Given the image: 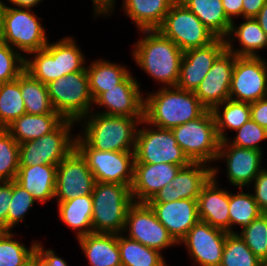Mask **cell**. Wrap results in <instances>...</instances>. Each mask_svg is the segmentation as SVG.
I'll list each match as a JSON object with an SVG mask.
<instances>
[{
  "mask_svg": "<svg viewBox=\"0 0 267 266\" xmlns=\"http://www.w3.org/2000/svg\"><path fill=\"white\" fill-rule=\"evenodd\" d=\"M244 22L235 25L232 21L228 36L225 38L226 49L236 56H259L257 52L267 48V36L255 18H243ZM235 38V39H234ZM238 40L240 49L233 47V41Z\"/></svg>",
  "mask_w": 267,
  "mask_h": 266,
  "instance_id": "obj_26",
  "label": "cell"
},
{
  "mask_svg": "<svg viewBox=\"0 0 267 266\" xmlns=\"http://www.w3.org/2000/svg\"><path fill=\"white\" fill-rule=\"evenodd\" d=\"M226 50V41L216 38L210 44L184 51L176 87L195 91L215 60Z\"/></svg>",
  "mask_w": 267,
  "mask_h": 266,
  "instance_id": "obj_18",
  "label": "cell"
},
{
  "mask_svg": "<svg viewBox=\"0 0 267 266\" xmlns=\"http://www.w3.org/2000/svg\"><path fill=\"white\" fill-rule=\"evenodd\" d=\"M144 37L134 44L132 56L141 70L162 87H175L184 52L158 30H141Z\"/></svg>",
  "mask_w": 267,
  "mask_h": 266,
  "instance_id": "obj_1",
  "label": "cell"
},
{
  "mask_svg": "<svg viewBox=\"0 0 267 266\" xmlns=\"http://www.w3.org/2000/svg\"><path fill=\"white\" fill-rule=\"evenodd\" d=\"M91 195L93 233H123L128 209L134 203L131 186L96 182Z\"/></svg>",
  "mask_w": 267,
  "mask_h": 266,
  "instance_id": "obj_5",
  "label": "cell"
},
{
  "mask_svg": "<svg viewBox=\"0 0 267 266\" xmlns=\"http://www.w3.org/2000/svg\"><path fill=\"white\" fill-rule=\"evenodd\" d=\"M20 91L28 114H50L54 111L47 85L32 77L25 70L20 74Z\"/></svg>",
  "mask_w": 267,
  "mask_h": 266,
  "instance_id": "obj_35",
  "label": "cell"
},
{
  "mask_svg": "<svg viewBox=\"0 0 267 266\" xmlns=\"http://www.w3.org/2000/svg\"><path fill=\"white\" fill-rule=\"evenodd\" d=\"M236 55L227 49L215 60L194 94L207 110L229 99Z\"/></svg>",
  "mask_w": 267,
  "mask_h": 266,
  "instance_id": "obj_17",
  "label": "cell"
},
{
  "mask_svg": "<svg viewBox=\"0 0 267 266\" xmlns=\"http://www.w3.org/2000/svg\"><path fill=\"white\" fill-rule=\"evenodd\" d=\"M262 213L252 193H229L230 233H234V224L243 230Z\"/></svg>",
  "mask_w": 267,
  "mask_h": 266,
  "instance_id": "obj_37",
  "label": "cell"
},
{
  "mask_svg": "<svg viewBox=\"0 0 267 266\" xmlns=\"http://www.w3.org/2000/svg\"><path fill=\"white\" fill-rule=\"evenodd\" d=\"M47 88L54 111L63 119L79 122L92 111L94 103L86 68L48 83Z\"/></svg>",
  "mask_w": 267,
  "mask_h": 266,
  "instance_id": "obj_6",
  "label": "cell"
},
{
  "mask_svg": "<svg viewBox=\"0 0 267 266\" xmlns=\"http://www.w3.org/2000/svg\"><path fill=\"white\" fill-rule=\"evenodd\" d=\"M220 266H261L238 232L227 233Z\"/></svg>",
  "mask_w": 267,
  "mask_h": 266,
  "instance_id": "obj_38",
  "label": "cell"
},
{
  "mask_svg": "<svg viewBox=\"0 0 267 266\" xmlns=\"http://www.w3.org/2000/svg\"><path fill=\"white\" fill-rule=\"evenodd\" d=\"M76 121L64 119L53 131L19 144V167L58 165L75 149V139L70 130Z\"/></svg>",
  "mask_w": 267,
  "mask_h": 266,
  "instance_id": "obj_8",
  "label": "cell"
},
{
  "mask_svg": "<svg viewBox=\"0 0 267 266\" xmlns=\"http://www.w3.org/2000/svg\"><path fill=\"white\" fill-rule=\"evenodd\" d=\"M26 113L17 79L0 84V128H7L15 119Z\"/></svg>",
  "mask_w": 267,
  "mask_h": 266,
  "instance_id": "obj_36",
  "label": "cell"
},
{
  "mask_svg": "<svg viewBox=\"0 0 267 266\" xmlns=\"http://www.w3.org/2000/svg\"><path fill=\"white\" fill-rule=\"evenodd\" d=\"M181 168L168 163H134L131 185L134 202L148 203L159 190L172 182Z\"/></svg>",
  "mask_w": 267,
  "mask_h": 266,
  "instance_id": "obj_21",
  "label": "cell"
},
{
  "mask_svg": "<svg viewBox=\"0 0 267 266\" xmlns=\"http://www.w3.org/2000/svg\"><path fill=\"white\" fill-rule=\"evenodd\" d=\"M254 18L267 36V2Z\"/></svg>",
  "mask_w": 267,
  "mask_h": 266,
  "instance_id": "obj_53",
  "label": "cell"
},
{
  "mask_svg": "<svg viewBox=\"0 0 267 266\" xmlns=\"http://www.w3.org/2000/svg\"><path fill=\"white\" fill-rule=\"evenodd\" d=\"M38 19L41 20L31 8L5 5L3 42L28 55L43 49L48 40L46 30Z\"/></svg>",
  "mask_w": 267,
  "mask_h": 266,
  "instance_id": "obj_12",
  "label": "cell"
},
{
  "mask_svg": "<svg viewBox=\"0 0 267 266\" xmlns=\"http://www.w3.org/2000/svg\"><path fill=\"white\" fill-rule=\"evenodd\" d=\"M4 12H5V3L0 0V43L3 42L4 35Z\"/></svg>",
  "mask_w": 267,
  "mask_h": 266,
  "instance_id": "obj_55",
  "label": "cell"
},
{
  "mask_svg": "<svg viewBox=\"0 0 267 266\" xmlns=\"http://www.w3.org/2000/svg\"><path fill=\"white\" fill-rule=\"evenodd\" d=\"M89 78V91L93 101L107 89L120 84L131 72L123 65L107 60L93 61L86 66Z\"/></svg>",
  "mask_w": 267,
  "mask_h": 266,
  "instance_id": "obj_32",
  "label": "cell"
},
{
  "mask_svg": "<svg viewBox=\"0 0 267 266\" xmlns=\"http://www.w3.org/2000/svg\"><path fill=\"white\" fill-rule=\"evenodd\" d=\"M251 119L267 130V97L250 103Z\"/></svg>",
  "mask_w": 267,
  "mask_h": 266,
  "instance_id": "obj_47",
  "label": "cell"
},
{
  "mask_svg": "<svg viewBox=\"0 0 267 266\" xmlns=\"http://www.w3.org/2000/svg\"><path fill=\"white\" fill-rule=\"evenodd\" d=\"M63 120L56 111L42 115L25 113L5 129L19 144H22L50 133Z\"/></svg>",
  "mask_w": 267,
  "mask_h": 266,
  "instance_id": "obj_28",
  "label": "cell"
},
{
  "mask_svg": "<svg viewBox=\"0 0 267 266\" xmlns=\"http://www.w3.org/2000/svg\"><path fill=\"white\" fill-rule=\"evenodd\" d=\"M227 233L199 220L179 244L185 245L194 265L220 266Z\"/></svg>",
  "mask_w": 267,
  "mask_h": 266,
  "instance_id": "obj_16",
  "label": "cell"
},
{
  "mask_svg": "<svg viewBox=\"0 0 267 266\" xmlns=\"http://www.w3.org/2000/svg\"><path fill=\"white\" fill-rule=\"evenodd\" d=\"M95 15H111L116 0H92Z\"/></svg>",
  "mask_w": 267,
  "mask_h": 266,
  "instance_id": "obj_52",
  "label": "cell"
},
{
  "mask_svg": "<svg viewBox=\"0 0 267 266\" xmlns=\"http://www.w3.org/2000/svg\"><path fill=\"white\" fill-rule=\"evenodd\" d=\"M226 16L233 21V18L242 16L243 0H222Z\"/></svg>",
  "mask_w": 267,
  "mask_h": 266,
  "instance_id": "obj_51",
  "label": "cell"
},
{
  "mask_svg": "<svg viewBox=\"0 0 267 266\" xmlns=\"http://www.w3.org/2000/svg\"><path fill=\"white\" fill-rule=\"evenodd\" d=\"M238 234L261 261L267 256V213H262Z\"/></svg>",
  "mask_w": 267,
  "mask_h": 266,
  "instance_id": "obj_41",
  "label": "cell"
},
{
  "mask_svg": "<svg viewBox=\"0 0 267 266\" xmlns=\"http://www.w3.org/2000/svg\"><path fill=\"white\" fill-rule=\"evenodd\" d=\"M177 144L192 162L216 161L220 138L212 110H206L195 120L171 129Z\"/></svg>",
  "mask_w": 267,
  "mask_h": 266,
  "instance_id": "obj_7",
  "label": "cell"
},
{
  "mask_svg": "<svg viewBox=\"0 0 267 266\" xmlns=\"http://www.w3.org/2000/svg\"><path fill=\"white\" fill-rule=\"evenodd\" d=\"M8 2L14 6L32 8L42 2V0H8Z\"/></svg>",
  "mask_w": 267,
  "mask_h": 266,
  "instance_id": "obj_54",
  "label": "cell"
},
{
  "mask_svg": "<svg viewBox=\"0 0 267 266\" xmlns=\"http://www.w3.org/2000/svg\"><path fill=\"white\" fill-rule=\"evenodd\" d=\"M148 204L155 212L159 222L164 225L178 244L199 221L197 199Z\"/></svg>",
  "mask_w": 267,
  "mask_h": 266,
  "instance_id": "obj_23",
  "label": "cell"
},
{
  "mask_svg": "<svg viewBox=\"0 0 267 266\" xmlns=\"http://www.w3.org/2000/svg\"><path fill=\"white\" fill-rule=\"evenodd\" d=\"M172 40L183 52L203 47L217 37L182 2L176 0L157 29Z\"/></svg>",
  "mask_w": 267,
  "mask_h": 266,
  "instance_id": "obj_11",
  "label": "cell"
},
{
  "mask_svg": "<svg viewBox=\"0 0 267 266\" xmlns=\"http://www.w3.org/2000/svg\"><path fill=\"white\" fill-rule=\"evenodd\" d=\"M12 196V181L0 182V228L7 231V213Z\"/></svg>",
  "mask_w": 267,
  "mask_h": 266,
  "instance_id": "obj_46",
  "label": "cell"
},
{
  "mask_svg": "<svg viewBox=\"0 0 267 266\" xmlns=\"http://www.w3.org/2000/svg\"><path fill=\"white\" fill-rule=\"evenodd\" d=\"M106 110L99 112L103 115L127 117H144V98L140 84L130 73L120 84L101 93L94 101Z\"/></svg>",
  "mask_w": 267,
  "mask_h": 266,
  "instance_id": "obj_19",
  "label": "cell"
},
{
  "mask_svg": "<svg viewBox=\"0 0 267 266\" xmlns=\"http://www.w3.org/2000/svg\"><path fill=\"white\" fill-rule=\"evenodd\" d=\"M75 149L86 160L96 182L132 185L134 152L99 151L76 135Z\"/></svg>",
  "mask_w": 267,
  "mask_h": 266,
  "instance_id": "obj_10",
  "label": "cell"
},
{
  "mask_svg": "<svg viewBox=\"0 0 267 266\" xmlns=\"http://www.w3.org/2000/svg\"><path fill=\"white\" fill-rule=\"evenodd\" d=\"M267 0H243L242 17L254 18Z\"/></svg>",
  "mask_w": 267,
  "mask_h": 266,
  "instance_id": "obj_49",
  "label": "cell"
},
{
  "mask_svg": "<svg viewBox=\"0 0 267 266\" xmlns=\"http://www.w3.org/2000/svg\"><path fill=\"white\" fill-rule=\"evenodd\" d=\"M206 110L193 91L176 86L160 87L144 99V120L162 129H172L195 120Z\"/></svg>",
  "mask_w": 267,
  "mask_h": 266,
  "instance_id": "obj_2",
  "label": "cell"
},
{
  "mask_svg": "<svg viewBox=\"0 0 267 266\" xmlns=\"http://www.w3.org/2000/svg\"><path fill=\"white\" fill-rule=\"evenodd\" d=\"M177 200L175 188L171 183L159 190L148 203H166Z\"/></svg>",
  "mask_w": 267,
  "mask_h": 266,
  "instance_id": "obj_50",
  "label": "cell"
},
{
  "mask_svg": "<svg viewBox=\"0 0 267 266\" xmlns=\"http://www.w3.org/2000/svg\"><path fill=\"white\" fill-rule=\"evenodd\" d=\"M33 196L15 180L12 181V196L7 213V231L24 220L25 214L36 203Z\"/></svg>",
  "mask_w": 267,
  "mask_h": 266,
  "instance_id": "obj_42",
  "label": "cell"
},
{
  "mask_svg": "<svg viewBox=\"0 0 267 266\" xmlns=\"http://www.w3.org/2000/svg\"><path fill=\"white\" fill-rule=\"evenodd\" d=\"M218 169L212 166V177L203 186L198 198V217L212 227L230 233L229 191L218 188Z\"/></svg>",
  "mask_w": 267,
  "mask_h": 266,
  "instance_id": "obj_22",
  "label": "cell"
},
{
  "mask_svg": "<svg viewBox=\"0 0 267 266\" xmlns=\"http://www.w3.org/2000/svg\"><path fill=\"white\" fill-rule=\"evenodd\" d=\"M40 242H37L36 252L41 256V266H68L66 261L51 249L44 250Z\"/></svg>",
  "mask_w": 267,
  "mask_h": 266,
  "instance_id": "obj_48",
  "label": "cell"
},
{
  "mask_svg": "<svg viewBox=\"0 0 267 266\" xmlns=\"http://www.w3.org/2000/svg\"><path fill=\"white\" fill-rule=\"evenodd\" d=\"M146 127L139 128L134 148V163H168L186 167L192 163L182 148L177 144L171 129H162L141 121ZM154 128V129H152Z\"/></svg>",
  "mask_w": 267,
  "mask_h": 266,
  "instance_id": "obj_9",
  "label": "cell"
},
{
  "mask_svg": "<svg viewBox=\"0 0 267 266\" xmlns=\"http://www.w3.org/2000/svg\"><path fill=\"white\" fill-rule=\"evenodd\" d=\"M267 97V62L261 56H236L229 99L252 103Z\"/></svg>",
  "mask_w": 267,
  "mask_h": 266,
  "instance_id": "obj_13",
  "label": "cell"
},
{
  "mask_svg": "<svg viewBox=\"0 0 267 266\" xmlns=\"http://www.w3.org/2000/svg\"><path fill=\"white\" fill-rule=\"evenodd\" d=\"M25 55L6 44L0 43V84L10 82L24 71Z\"/></svg>",
  "mask_w": 267,
  "mask_h": 266,
  "instance_id": "obj_43",
  "label": "cell"
},
{
  "mask_svg": "<svg viewBox=\"0 0 267 266\" xmlns=\"http://www.w3.org/2000/svg\"><path fill=\"white\" fill-rule=\"evenodd\" d=\"M118 234L122 266H168L159 250L146 247L138 241Z\"/></svg>",
  "mask_w": 267,
  "mask_h": 266,
  "instance_id": "obj_33",
  "label": "cell"
},
{
  "mask_svg": "<svg viewBox=\"0 0 267 266\" xmlns=\"http://www.w3.org/2000/svg\"><path fill=\"white\" fill-rule=\"evenodd\" d=\"M176 0H123V9L141 30H157Z\"/></svg>",
  "mask_w": 267,
  "mask_h": 266,
  "instance_id": "obj_27",
  "label": "cell"
},
{
  "mask_svg": "<svg viewBox=\"0 0 267 266\" xmlns=\"http://www.w3.org/2000/svg\"><path fill=\"white\" fill-rule=\"evenodd\" d=\"M56 177V165H36L19 167L15 181L43 204L54 199Z\"/></svg>",
  "mask_w": 267,
  "mask_h": 266,
  "instance_id": "obj_24",
  "label": "cell"
},
{
  "mask_svg": "<svg viewBox=\"0 0 267 266\" xmlns=\"http://www.w3.org/2000/svg\"><path fill=\"white\" fill-rule=\"evenodd\" d=\"M126 231L129 239L159 251L178 244L148 203L134 202L129 207L123 234Z\"/></svg>",
  "mask_w": 267,
  "mask_h": 266,
  "instance_id": "obj_14",
  "label": "cell"
},
{
  "mask_svg": "<svg viewBox=\"0 0 267 266\" xmlns=\"http://www.w3.org/2000/svg\"><path fill=\"white\" fill-rule=\"evenodd\" d=\"M235 131L237 132L235 139L232 141H229V138L226 139L229 144L241 148L262 151V148H260V141L262 142L267 139V130L265 128L259 126L255 121L250 119L241 128Z\"/></svg>",
  "mask_w": 267,
  "mask_h": 266,
  "instance_id": "obj_44",
  "label": "cell"
},
{
  "mask_svg": "<svg viewBox=\"0 0 267 266\" xmlns=\"http://www.w3.org/2000/svg\"><path fill=\"white\" fill-rule=\"evenodd\" d=\"M212 177V167L203 162H192L179 170L171 185L175 188L177 200L197 199L203 186Z\"/></svg>",
  "mask_w": 267,
  "mask_h": 266,
  "instance_id": "obj_31",
  "label": "cell"
},
{
  "mask_svg": "<svg viewBox=\"0 0 267 266\" xmlns=\"http://www.w3.org/2000/svg\"><path fill=\"white\" fill-rule=\"evenodd\" d=\"M262 155V151L237 147L222 140L216 161L225 159L229 182L240 190L248 187L263 169Z\"/></svg>",
  "mask_w": 267,
  "mask_h": 266,
  "instance_id": "obj_20",
  "label": "cell"
},
{
  "mask_svg": "<svg viewBox=\"0 0 267 266\" xmlns=\"http://www.w3.org/2000/svg\"><path fill=\"white\" fill-rule=\"evenodd\" d=\"M32 54L33 59L25 56L24 70L46 85L86 68L87 60L72 37H65L54 43L48 42L43 49L30 53Z\"/></svg>",
  "mask_w": 267,
  "mask_h": 266,
  "instance_id": "obj_4",
  "label": "cell"
},
{
  "mask_svg": "<svg viewBox=\"0 0 267 266\" xmlns=\"http://www.w3.org/2000/svg\"><path fill=\"white\" fill-rule=\"evenodd\" d=\"M262 266H267V256L261 261Z\"/></svg>",
  "mask_w": 267,
  "mask_h": 266,
  "instance_id": "obj_57",
  "label": "cell"
},
{
  "mask_svg": "<svg viewBox=\"0 0 267 266\" xmlns=\"http://www.w3.org/2000/svg\"><path fill=\"white\" fill-rule=\"evenodd\" d=\"M13 236L11 231L0 233V266H23L36 253L37 241L28 248Z\"/></svg>",
  "mask_w": 267,
  "mask_h": 266,
  "instance_id": "obj_39",
  "label": "cell"
},
{
  "mask_svg": "<svg viewBox=\"0 0 267 266\" xmlns=\"http://www.w3.org/2000/svg\"><path fill=\"white\" fill-rule=\"evenodd\" d=\"M23 266H41V256L36 252Z\"/></svg>",
  "mask_w": 267,
  "mask_h": 266,
  "instance_id": "obj_56",
  "label": "cell"
},
{
  "mask_svg": "<svg viewBox=\"0 0 267 266\" xmlns=\"http://www.w3.org/2000/svg\"><path fill=\"white\" fill-rule=\"evenodd\" d=\"M76 240L90 266H122L118 234L91 233Z\"/></svg>",
  "mask_w": 267,
  "mask_h": 266,
  "instance_id": "obj_25",
  "label": "cell"
},
{
  "mask_svg": "<svg viewBox=\"0 0 267 266\" xmlns=\"http://www.w3.org/2000/svg\"><path fill=\"white\" fill-rule=\"evenodd\" d=\"M144 117H127L103 115L90 112L82 122L81 137L94 149L99 151L134 152L137 125Z\"/></svg>",
  "mask_w": 267,
  "mask_h": 266,
  "instance_id": "obj_3",
  "label": "cell"
},
{
  "mask_svg": "<svg viewBox=\"0 0 267 266\" xmlns=\"http://www.w3.org/2000/svg\"><path fill=\"white\" fill-rule=\"evenodd\" d=\"M58 209L60 219L77 232V238L93 233L91 194L58 202Z\"/></svg>",
  "mask_w": 267,
  "mask_h": 266,
  "instance_id": "obj_30",
  "label": "cell"
},
{
  "mask_svg": "<svg viewBox=\"0 0 267 266\" xmlns=\"http://www.w3.org/2000/svg\"><path fill=\"white\" fill-rule=\"evenodd\" d=\"M95 183L86 160L74 149L57 165L54 198L62 202L92 194Z\"/></svg>",
  "mask_w": 267,
  "mask_h": 266,
  "instance_id": "obj_15",
  "label": "cell"
},
{
  "mask_svg": "<svg viewBox=\"0 0 267 266\" xmlns=\"http://www.w3.org/2000/svg\"><path fill=\"white\" fill-rule=\"evenodd\" d=\"M19 170V143L0 128V182L13 181Z\"/></svg>",
  "mask_w": 267,
  "mask_h": 266,
  "instance_id": "obj_40",
  "label": "cell"
},
{
  "mask_svg": "<svg viewBox=\"0 0 267 266\" xmlns=\"http://www.w3.org/2000/svg\"><path fill=\"white\" fill-rule=\"evenodd\" d=\"M193 12L217 38L225 39L232 21L226 16L222 0H179Z\"/></svg>",
  "mask_w": 267,
  "mask_h": 266,
  "instance_id": "obj_29",
  "label": "cell"
},
{
  "mask_svg": "<svg viewBox=\"0 0 267 266\" xmlns=\"http://www.w3.org/2000/svg\"><path fill=\"white\" fill-rule=\"evenodd\" d=\"M220 108L223 110H220ZM212 112L215 117L217 133L221 141L226 140L228 137L225 129L235 131L251 119L250 103L232 99L225 100L222 104L217 105Z\"/></svg>",
  "mask_w": 267,
  "mask_h": 266,
  "instance_id": "obj_34",
  "label": "cell"
},
{
  "mask_svg": "<svg viewBox=\"0 0 267 266\" xmlns=\"http://www.w3.org/2000/svg\"><path fill=\"white\" fill-rule=\"evenodd\" d=\"M252 183L253 198L263 213H267V169L263 168Z\"/></svg>",
  "mask_w": 267,
  "mask_h": 266,
  "instance_id": "obj_45",
  "label": "cell"
}]
</instances>
